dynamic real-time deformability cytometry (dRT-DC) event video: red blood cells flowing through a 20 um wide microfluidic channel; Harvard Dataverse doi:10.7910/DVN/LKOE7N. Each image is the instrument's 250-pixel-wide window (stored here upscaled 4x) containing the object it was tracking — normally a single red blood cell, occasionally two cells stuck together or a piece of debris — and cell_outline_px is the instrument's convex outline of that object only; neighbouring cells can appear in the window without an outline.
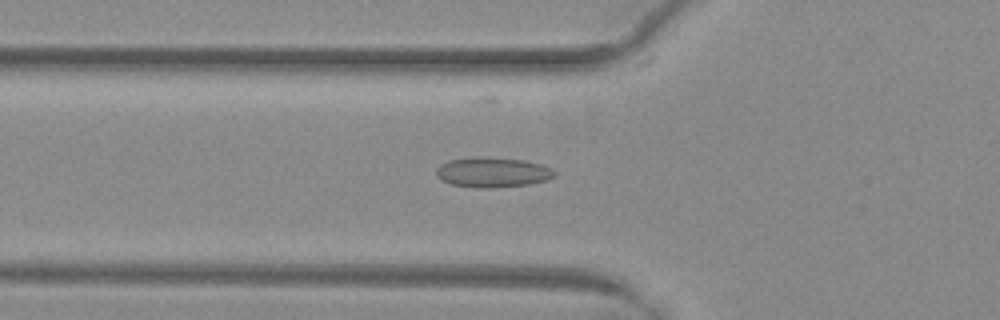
{"species": "common noctule bat (a hibernating species)", "species_latin": "Nyctalus noctula", "temperature_condition": "warm", "stored_images_in_passage": 42, "camera_frame_rate_fps": 3000, "um_per_image_px": 0.085, "animal": {"sex": "female", "body_mass_g": 29.2, "forearm_length_mm": 56.3}, "frame": {"image": 1, "passage_image": 9, "time_ms": 2.667, "image_size_px": [1000, 320], "cell_outline_px": [[556, 172], [548, 180], [528, 184], [492, 188], [480, 188], [452, 184], [440, 180], [436, 176], [436, 168], [440, 164], [448, 160], [476, 156], [484, 156], [524, 160], [540, 164]], "centroid_in_image_um": [41.81, 14.63], "position_along_channel_um": 84.0, "area_um2": 20.75}}
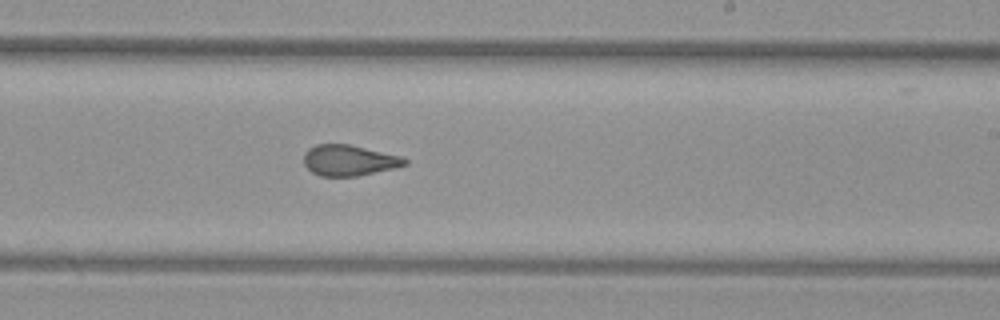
{"frame": {"image": 2, "passage_image": 22, "time_ms": 7.0, "image_size_px": [1000, 320], "cell_outline_px": [[408, 164], [396, 168], [356, 176], [320, 176], [312, 172], [304, 164], [304, 152], [308, 148], [316, 144], [348, 144], [400, 156], [408, 160]], "centroid_in_image_um": [29.65, 13.63], "position_along_channel_um": 259.3, "area_um2": 18.09}}
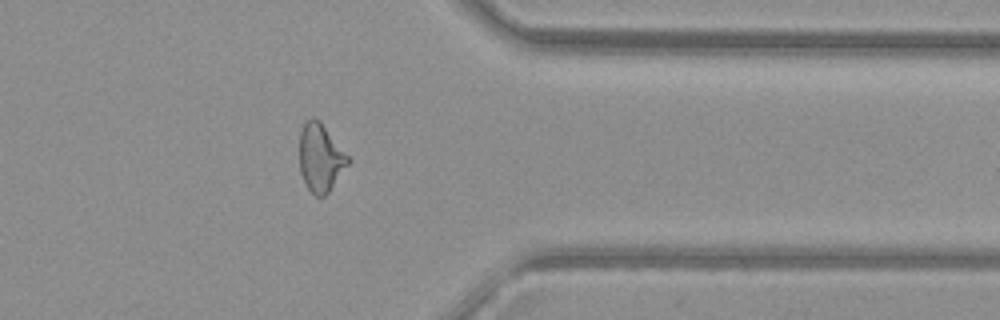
{"frame": {"image": 3, "passage_image": 32, "time_ms": 10.333, "image_size_px": [1000, 320], "cell_outline_px": [[352, 160], [328, 192], [324, 196], [316, 196], [308, 188], [300, 172], [300, 132], [304, 124], [312, 116], [320, 120]], "centroid_in_image_um": [27.26, 13.39], "position_along_channel_um": 384.1, "area_um2": 19.13}, "authors_computed_cell_mechanics": {"area_um2": 19.3052, "velocity_mm_per_s": 4.0392, "shape_relaxation_time_tau1_ms": null, "shape_relaxation_time_tau2_ms": 1.0056, "deformation_change_tau1": null, "deformation_change_tau2": 0.0841}}